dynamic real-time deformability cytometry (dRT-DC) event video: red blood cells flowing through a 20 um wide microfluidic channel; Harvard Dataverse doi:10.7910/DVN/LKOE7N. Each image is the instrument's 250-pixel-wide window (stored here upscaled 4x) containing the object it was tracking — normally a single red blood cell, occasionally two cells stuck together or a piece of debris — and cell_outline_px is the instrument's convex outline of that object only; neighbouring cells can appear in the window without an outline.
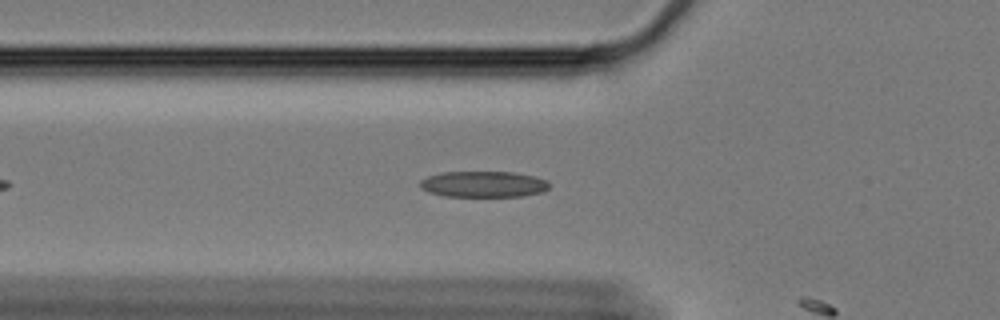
{"species": "Egyptian fruit bat (a non-hibernating species)", "species_latin": "Rousettus aegyptiacus", "temperature_condition": "cold", "stored_images_in_passage": 11, "camera_frame_rate_fps": 3000, "um_per_image_px": 0.085, "animal": {"sex": "female"}, "frame": {"image": 1, "passage_image": 10, "time_ms": 3.0, "image_size_px": [1000, 320], "cell_outline_px": [[552, 184], [548, 188], [540, 192], [520, 196], [444, 196], [428, 192], [420, 188], [420, 180], [428, 176], [440, 172], [512, 172], [536, 176], [548, 180]], "centroid_in_image_um": [41.09, 15.65], "position_along_channel_um": 84.7, "area_um2": 19.71}}